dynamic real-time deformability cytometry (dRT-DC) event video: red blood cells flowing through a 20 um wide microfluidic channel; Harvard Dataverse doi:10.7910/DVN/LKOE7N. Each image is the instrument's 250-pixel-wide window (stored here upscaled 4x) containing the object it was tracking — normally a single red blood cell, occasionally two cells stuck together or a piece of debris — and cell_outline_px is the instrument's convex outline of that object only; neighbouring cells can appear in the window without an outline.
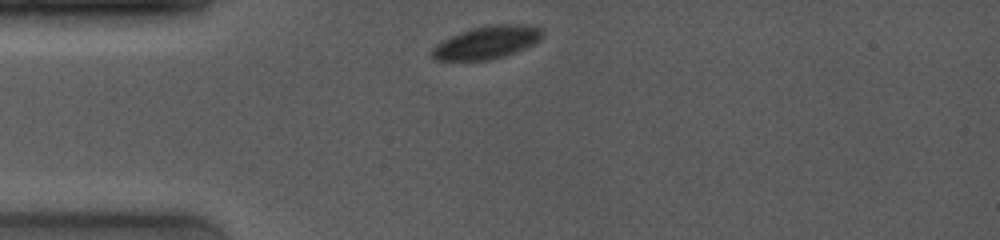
{"species": "common noctule bat (a hibernating species)", "species_latin": "Nyctalus noctula", "temperature_condition": "room temperature", "stored_images_in_passage": 3, "camera_frame_rate_fps": 4000, "um_per_image_px": 0.085, "animal": {"sex": "female", "body_mass_g": 19.0, "forearm_length_mm": 53.3}, "frame": {"image": 1, "passage_image": 1, "time_ms": 0.0, "image_size_px": [1000, 240], "cell_outline_px": [[544, 36], [536, 44], [516, 52], [504, 56], [488, 60], [432, 60], [432, 48], [436, 44], [452, 36], [472, 28], [492, 24], [536, 24], [544, 28]], "centroid_in_image_um": [41.49, 3.59], "position_along_channel_um": 43.5, "area_um2": 21.44}}